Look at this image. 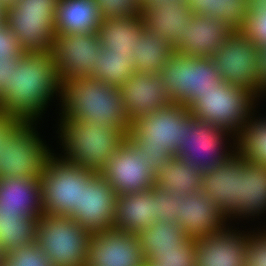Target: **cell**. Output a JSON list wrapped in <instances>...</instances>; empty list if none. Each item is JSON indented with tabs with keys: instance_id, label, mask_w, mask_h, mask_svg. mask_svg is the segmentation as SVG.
I'll list each match as a JSON object with an SVG mask.
<instances>
[{
	"instance_id": "1",
	"label": "cell",
	"mask_w": 266,
	"mask_h": 266,
	"mask_svg": "<svg viewBox=\"0 0 266 266\" xmlns=\"http://www.w3.org/2000/svg\"><path fill=\"white\" fill-rule=\"evenodd\" d=\"M58 88L60 80L49 52L23 53L12 71L11 86L0 94V112L31 123Z\"/></svg>"
},
{
	"instance_id": "2",
	"label": "cell",
	"mask_w": 266,
	"mask_h": 266,
	"mask_svg": "<svg viewBox=\"0 0 266 266\" xmlns=\"http://www.w3.org/2000/svg\"><path fill=\"white\" fill-rule=\"evenodd\" d=\"M194 118L186 106L170 103L136 119L127 137L136 145V155L154 173L162 161L176 156L186 127Z\"/></svg>"
},
{
	"instance_id": "3",
	"label": "cell",
	"mask_w": 266,
	"mask_h": 266,
	"mask_svg": "<svg viewBox=\"0 0 266 266\" xmlns=\"http://www.w3.org/2000/svg\"><path fill=\"white\" fill-rule=\"evenodd\" d=\"M63 119L96 121L107 126H125L131 122L125 112L119 87L90 76L60 81Z\"/></svg>"
},
{
	"instance_id": "4",
	"label": "cell",
	"mask_w": 266,
	"mask_h": 266,
	"mask_svg": "<svg viewBox=\"0 0 266 266\" xmlns=\"http://www.w3.org/2000/svg\"><path fill=\"white\" fill-rule=\"evenodd\" d=\"M65 160L100 173L106 161L127 137L125 126H107L96 121L62 119Z\"/></svg>"
},
{
	"instance_id": "5",
	"label": "cell",
	"mask_w": 266,
	"mask_h": 266,
	"mask_svg": "<svg viewBox=\"0 0 266 266\" xmlns=\"http://www.w3.org/2000/svg\"><path fill=\"white\" fill-rule=\"evenodd\" d=\"M92 235L70 216L43 214L37 224L36 243L52 266H86Z\"/></svg>"
},
{
	"instance_id": "6",
	"label": "cell",
	"mask_w": 266,
	"mask_h": 266,
	"mask_svg": "<svg viewBox=\"0 0 266 266\" xmlns=\"http://www.w3.org/2000/svg\"><path fill=\"white\" fill-rule=\"evenodd\" d=\"M90 170L50 155L40 180L43 214L71 216L81 208L82 180Z\"/></svg>"
},
{
	"instance_id": "7",
	"label": "cell",
	"mask_w": 266,
	"mask_h": 266,
	"mask_svg": "<svg viewBox=\"0 0 266 266\" xmlns=\"http://www.w3.org/2000/svg\"><path fill=\"white\" fill-rule=\"evenodd\" d=\"M59 0H15L6 10V25L24 53L48 52L55 36V14Z\"/></svg>"
},
{
	"instance_id": "8",
	"label": "cell",
	"mask_w": 266,
	"mask_h": 266,
	"mask_svg": "<svg viewBox=\"0 0 266 266\" xmlns=\"http://www.w3.org/2000/svg\"><path fill=\"white\" fill-rule=\"evenodd\" d=\"M254 97L256 94L251 89L221 82L215 90L199 94L189 111L199 121L218 126L226 132L232 129L240 132V128L248 123L244 120L251 112Z\"/></svg>"
},
{
	"instance_id": "9",
	"label": "cell",
	"mask_w": 266,
	"mask_h": 266,
	"mask_svg": "<svg viewBox=\"0 0 266 266\" xmlns=\"http://www.w3.org/2000/svg\"><path fill=\"white\" fill-rule=\"evenodd\" d=\"M145 263L159 266H196L195 239L177 222L156 221L137 234Z\"/></svg>"
},
{
	"instance_id": "10",
	"label": "cell",
	"mask_w": 266,
	"mask_h": 266,
	"mask_svg": "<svg viewBox=\"0 0 266 266\" xmlns=\"http://www.w3.org/2000/svg\"><path fill=\"white\" fill-rule=\"evenodd\" d=\"M33 131L30 122H22L1 145L0 178L41 176L51 153Z\"/></svg>"
},
{
	"instance_id": "11",
	"label": "cell",
	"mask_w": 266,
	"mask_h": 266,
	"mask_svg": "<svg viewBox=\"0 0 266 266\" xmlns=\"http://www.w3.org/2000/svg\"><path fill=\"white\" fill-rule=\"evenodd\" d=\"M257 50L253 40L242 31H234L211 56L222 82L251 89L257 95L260 84Z\"/></svg>"
},
{
	"instance_id": "12",
	"label": "cell",
	"mask_w": 266,
	"mask_h": 266,
	"mask_svg": "<svg viewBox=\"0 0 266 266\" xmlns=\"http://www.w3.org/2000/svg\"><path fill=\"white\" fill-rule=\"evenodd\" d=\"M97 33H56L49 46V55L62 81L81 76H90L97 63L96 55L101 51Z\"/></svg>"
},
{
	"instance_id": "13",
	"label": "cell",
	"mask_w": 266,
	"mask_h": 266,
	"mask_svg": "<svg viewBox=\"0 0 266 266\" xmlns=\"http://www.w3.org/2000/svg\"><path fill=\"white\" fill-rule=\"evenodd\" d=\"M116 195L144 192L154 186V173L136 155V145L126 137L99 173Z\"/></svg>"
},
{
	"instance_id": "14",
	"label": "cell",
	"mask_w": 266,
	"mask_h": 266,
	"mask_svg": "<svg viewBox=\"0 0 266 266\" xmlns=\"http://www.w3.org/2000/svg\"><path fill=\"white\" fill-rule=\"evenodd\" d=\"M117 195L99 173L91 172L82 180L81 208L70 217L92 233L110 230L115 219Z\"/></svg>"
},
{
	"instance_id": "15",
	"label": "cell",
	"mask_w": 266,
	"mask_h": 266,
	"mask_svg": "<svg viewBox=\"0 0 266 266\" xmlns=\"http://www.w3.org/2000/svg\"><path fill=\"white\" fill-rule=\"evenodd\" d=\"M86 266H145L134 232L118 229L93 233L88 243Z\"/></svg>"
},
{
	"instance_id": "16",
	"label": "cell",
	"mask_w": 266,
	"mask_h": 266,
	"mask_svg": "<svg viewBox=\"0 0 266 266\" xmlns=\"http://www.w3.org/2000/svg\"><path fill=\"white\" fill-rule=\"evenodd\" d=\"M224 129L194 118L186 127L185 139L179 143L176 156L198 167L202 172L209 171L224 163L232 155L219 153Z\"/></svg>"
},
{
	"instance_id": "17",
	"label": "cell",
	"mask_w": 266,
	"mask_h": 266,
	"mask_svg": "<svg viewBox=\"0 0 266 266\" xmlns=\"http://www.w3.org/2000/svg\"><path fill=\"white\" fill-rule=\"evenodd\" d=\"M175 201L176 222L189 238L218 233L224 228L222 223L227 217L202 190L192 195L181 193L175 196Z\"/></svg>"
},
{
	"instance_id": "18",
	"label": "cell",
	"mask_w": 266,
	"mask_h": 266,
	"mask_svg": "<svg viewBox=\"0 0 266 266\" xmlns=\"http://www.w3.org/2000/svg\"><path fill=\"white\" fill-rule=\"evenodd\" d=\"M119 88L131 123L170 104L158 73H134Z\"/></svg>"
},
{
	"instance_id": "19",
	"label": "cell",
	"mask_w": 266,
	"mask_h": 266,
	"mask_svg": "<svg viewBox=\"0 0 266 266\" xmlns=\"http://www.w3.org/2000/svg\"><path fill=\"white\" fill-rule=\"evenodd\" d=\"M224 163L202 173L201 190L226 216L238 211L240 175L243 173V157L232 154Z\"/></svg>"
},
{
	"instance_id": "20",
	"label": "cell",
	"mask_w": 266,
	"mask_h": 266,
	"mask_svg": "<svg viewBox=\"0 0 266 266\" xmlns=\"http://www.w3.org/2000/svg\"><path fill=\"white\" fill-rule=\"evenodd\" d=\"M233 32L218 17L195 15L173 47L182 55L211 57Z\"/></svg>"
},
{
	"instance_id": "21",
	"label": "cell",
	"mask_w": 266,
	"mask_h": 266,
	"mask_svg": "<svg viewBox=\"0 0 266 266\" xmlns=\"http://www.w3.org/2000/svg\"><path fill=\"white\" fill-rule=\"evenodd\" d=\"M225 231L195 239L196 266H246L247 237Z\"/></svg>"
},
{
	"instance_id": "22",
	"label": "cell",
	"mask_w": 266,
	"mask_h": 266,
	"mask_svg": "<svg viewBox=\"0 0 266 266\" xmlns=\"http://www.w3.org/2000/svg\"><path fill=\"white\" fill-rule=\"evenodd\" d=\"M195 15L185 0L149 4L141 10L145 26L173 45L181 38L184 28L193 21Z\"/></svg>"
},
{
	"instance_id": "23",
	"label": "cell",
	"mask_w": 266,
	"mask_h": 266,
	"mask_svg": "<svg viewBox=\"0 0 266 266\" xmlns=\"http://www.w3.org/2000/svg\"><path fill=\"white\" fill-rule=\"evenodd\" d=\"M144 33L145 24L140 15L102 19L97 36L104 49L132 59L138 46V38Z\"/></svg>"
},
{
	"instance_id": "24",
	"label": "cell",
	"mask_w": 266,
	"mask_h": 266,
	"mask_svg": "<svg viewBox=\"0 0 266 266\" xmlns=\"http://www.w3.org/2000/svg\"><path fill=\"white\" fill-rule=\"evenodd\" d=\"M156 201L152 188L131 194L118 195L113 229L138 233L156 222Z\"/></svg>"
},
{
	"instance_id": "25",
	"label": "cell",
	"mask_w": 266,
	"mask_h": 266,
	"mask_svg": "<svg viewBox=\"0 0 266 266\" xmlns=\"http://www.w3.org/2000/svg\"><path fill=\"white\" fill-rule=\"evenodd\" d=\"M0 209L18 210L24 217L42 216L39 178H0Z\"/></svg>"
},
{
	"instance_id": "26",
	"label": "cell",
	"mask_w": 266,
	"mask_h": 266,
	"mask_svg": "<svg viewBox=\"0 0 266 266\" xmlns=\"http://www.w3.org/2000/svg\"><path fill=\"white\" fill-rule=\"evenodd\" d=\"M202 171L191 162L171 156L154 172V185L171 196L192 195L201 190Z\"/></svg>"
},
{
	"instance_id": "27",
	"label": "cell",
	"mask_w": 266,
	"mask_h": 266,
	"mask_svg": "<svg viewBox=\"0 0 266 266\" xmlns=\"http://www.w3.org/2000/svg\"><path fill=\"white\" fill-rule=\"evenodd\" d=\"M101 21L95 0L58 1L54 20L56 33H97Z\"/></svg>"
},
{
	"instance_id": "28",
	"label": "cell",
	"mask_w": 266,
	"mask_h": 266,
	"mask_svg": "<svg viewBox=\"0 0 266 266\" xmlns=\"http://www.w3.org/2000/svg\"><path fill=\"white\" fill-rule=\"evenodd\" d=\"M173 44L145 26L132 56L135 73H158L175 54Z\"/></svg>"
},
{
	"instance_id": "29",
	"label": "cell",
	"mask_w": 266,
	"mask_h": 266,
	"mask_svg": "<svg viewBox=\"0 0 266 266\" xmlns=\"http://www.w3.org/2000/svg\"><path fill=\"white\" fill-rule=\"evenodd\" d=\"M266 209V166L252 163L243 158V173L240 175V215L259 213Z\"/></svg>"
},
{
	"instance_id": "30",
	"label": "cell",
	"mask_w": 266,
	"mask_h": 266,
	"mask_svg": "<svg viewBox=\"0 0 266 266\" xmlns=\"http://www.w3.org/2000/svg\"><path fill=\"white\" fill-rule=\"evenodd\" d=\"M40 217H24L18 210L0 209V246L4 254L36 242Z\"/></svg>"
},
{
	"instance_id": "31",
	"label": "cell",
	"mask_w": 266,
	"mask_h": 266,
	"mask_svg": "<svg viewBox=\"0 0 266 266\" xmlns=\"http://www.w3.org/2000/svg\"><path fill=\"white\" fill-rule=\"evenodd\" d=\"M158 74L170 103L185 105L192 98L191 56L176 52Z\"/></svg>"
},
{
	"instance_id": "32",
	"label": "cell",
	"mask_w": 266,
	"mask_h": 266,
	"mask_svg": "<svg viewBox=\"0 0 266 266\" xmlns=\"http://www.w3.org/2000/svg\"><path fill=\"white\" fill-rule=\"evenodd\" d=\"M196 15L214 16L241 31L247 16V0H185Z\"/></svg>"
},
{
	"instance_id": "33",
	"label": "cell",
	"mask_w": 266,
	"mask_h": 266,
	"mask_svg": "<svg viewBox=\"0 0 266 266\" xmlns=\"http://www.w3.org/2000/svg\"><path fill=\"white\" fill-rule=\"evenodd\" d=\"M96 59L97 63H94V70L90 77L110 83L114 87H120L135 73L131 58L113 54L109 49L102 47Z\"/></svg>"
},
{
	"instance_id": "34",
	"label": "cell",
	"mask_w": 266,
	"mask_h": 266,
	"mask_svg": "<svg viewBox=\"0 0 266 266\" xmlns=\"http://www.w3.org/2000/svg\"><path fill=\"white\" fill-rule=\"evenodd\" d=\"M238 133L236 153L247 161L266 166V120L248 121Z\"/></svg>"
},
{
	"instance_id": "35",
	"label": "cell",
	"mask_w": 266,
	"mask_h": 266,
	"mask_svg": "<svg viewBox=\"0 0 266 266\" xmlns=\"http://www.w3.org/2000/svg\"><path fill=\"white\" fill-rule=\"evenodd\" d=\"M221 82L220 72L211 57L191 56L192 98L184 106L189 108L199 98V94L215 90Z\"/></svg>"
},
{
	"instance_id": "36",
	"label": "cell",
	"mask_w": 266,
	"mask_h": 266,
	"mask_svg": "<svg viewBox=\"0 0 266 266\" xmlns=\"http://www.w3.org/2000/svg\"><path fill=\"white\" fill-rule=\"evenodd\" d=\"M5 264L7 266H52L49 257L36 242L6 254Z\"/></svg>"
},
{
	"instance_id": "37",
	"label": "cell",
	"mask_w": 266,
	"mask_h": 266,
	"mask_svg": "<svg viewBox=\"0 0 266 266\" xmlns=\"http://www.w3.org/2000/svg\"><path fill=\"white\" fill-rule=\"evenodd\" d=\"M100 16L105 18L140 16V0H95Z\"/></svg>"
},
{
	"instance_id": "38",
	"label": "cell",
	"mask_w": 266,
	"mask_h": 266,
	"mask_svg": "<svg viewBox=\"0 0 266 266\" xmlns=\"http://www.w3.org/2000/svg\"><path fill=\"white\" fill-rule=\"evenodd\" d=\"M241 31L251 40L256 46H266V8L262 11H248L245 23Z\"/></svg>"
},
{
	"instance_id": "39",
	"label": "cell",
	"mask_w": 266,
	"mask_h": 266,
	"mask_svg": "<svg viewBox=\"0 0 266 266\" xmlns=\"http://www.w3.org/2000/svg\"><path fill=\"white\" fill-rule=\"evenodd\" d=\"M152 197L156 201V221L176 222L178 213L175 196H171L167 191L161 190L154 185L152 187Z\"/></svg>"
},
{
	"instance_id": "40",
	"label": "cell",
	"mask_w": 266,
	"mask_h": 266,
	"mask_svg": "<svg viewBox=\"0 0 266 266\" xmlns=\"http://www.w3.org/2000/svg\"><path fill=\"white\" fill-rule=\"evenodd\" d=\"M246 266H266V234L249 236L246 247Z\"/></svg>"
},
{
	"instance_id": "41",
	"label": "cell",
	"mask_w": 266,
	"mask_h": 266,
	"mask_svg": "<svg viewBox=\"0 0 266 266\" xmlns=\"http://www.w3.org/2000/svg\"><path fill=\"white\" fill-rule=\"evenodd\" d=\"M24 52L6 23L0 27V59L19 58Z\"/></svg>"
},
{
	"instance_id": "42",
	"label": "cell",
	"mask_w": 266,
	"mask_h": 266,
	"mask_svg": "<svg viewBox=\"0 0 266 266\" xmlns=\"http://www.w3.org/2000/svg\"><path fill=\"white\" fill-rule=\"evenodd\" d=\"M20 62L19 58L0 59V94L8 86H11L12 71Z\"/></svg>"
},
{
	"instance_id": "43",
	"label": "cell",
	"mask_w": 266,
	"mask_h": 266,
	"mask_svg": "<svg viewBox=\"0 0 266 266\" xmlns=\"http://www.w3.org/2000/svg\"><path fill=\"white\" fill-rule=\"evenodd\" d=\"M11 114L0 112V153L6 138L22 123Z\"/></svg>"
},
{
	"instance_id": "44",
	"label": "cell",
	"mask_w": 266,
	"mask_h": 266,
	"mask_svg": "<svg viewBox=\"0 0 266 266\" xmlns=\"http://www.w3.org/2000/svg\"><path fill=\"white\" fill-rule=\"evenodd\" d=\"M257 58L259 63V92L261 93L262 90H266V46L259 47L257 50Z\"/></svg>"
},
{
	"instance_id": "45",
	"label": "cell",
	"mask_w": 266,
	"mask_h": 266,
	"mask_svg": "<svg viewBox=\"0 0 266 266\" xmlns=\"http://www.w3.org/2000/svg\"><path fill=\"white\" fill-rule=\"evenodd\" d=\"M248 11H262L266 8V0H247Z\"/></svg>"
},
{
	"instance_id": "46",
	"label": "cell",
	"mask_w": 266,
	"mask_h": 266,
	"mask_svg": "<svg viewBox=\"0 0 266 266\" xmlns=\"http://www.w3.org/2000/svg\"><path fill=\"white\" fill-rule=\"evenodd\" d=\"M181 0H140V7L143 9L144 7L148 6L149 4H155V3H162V2H178Z\"/></svg>"
},
{
	"instance_id": "47",
	"label": "cell",
	"mask_w": 266,
	"mask_h": 266,
	"mask_svg": "<svg viewBox=\"0 0 266 266\" xmlns=\"http://www.w3.org/2000/svg\"><path fill=\"white\" fill-rule=\"evenodd\" d=\"M14 2L15 0H0V5L7 10L8 8H11Z\"/></svg>"
},
{
	"instance_id": "48",
	"label": "cell",
	"mask_w": 266,
	"mask_h": 266,
	"mask_svg": "<svg viewBox=\"0 0 266 266\" xmlns=\"http://www.w3.org/2000/svg\"><path fill=\"white\" fill-rule=\"evenodd\" d=\"M5 17H6V9H4L0 5V27L3 26L6 23Z\"/></svg>"
},
{
	"instance_id": "49",
	"label": "cell",
	"mask_w": 266,
	"mask_h": 266,
	"mask_svg": "<svg viewBox=\"0 0 266 266\" xmlns=\"http://www.w3.org/2000/svg\"><path fill=\"white\" fill-rule=\"evenodd\" d=\"M4 263H5V254L2 251L1 246H0V266H3Z\"/></svg>"
},
{
	"instance_id": "50",
	"label": "cell",
	"mask_w": 266,
	"mask_h": 266,
	"mask_svg": "<svg viewBox=\"0 0 266 266\" xmlns=\"http://www.w3.org/2000/svg\"><path fill=\"white\" fill-rule=\"evenodd\" d=\"M145 266H159V265H153V264H150V263H146Z\"/></svg>"
}]
</instances>
